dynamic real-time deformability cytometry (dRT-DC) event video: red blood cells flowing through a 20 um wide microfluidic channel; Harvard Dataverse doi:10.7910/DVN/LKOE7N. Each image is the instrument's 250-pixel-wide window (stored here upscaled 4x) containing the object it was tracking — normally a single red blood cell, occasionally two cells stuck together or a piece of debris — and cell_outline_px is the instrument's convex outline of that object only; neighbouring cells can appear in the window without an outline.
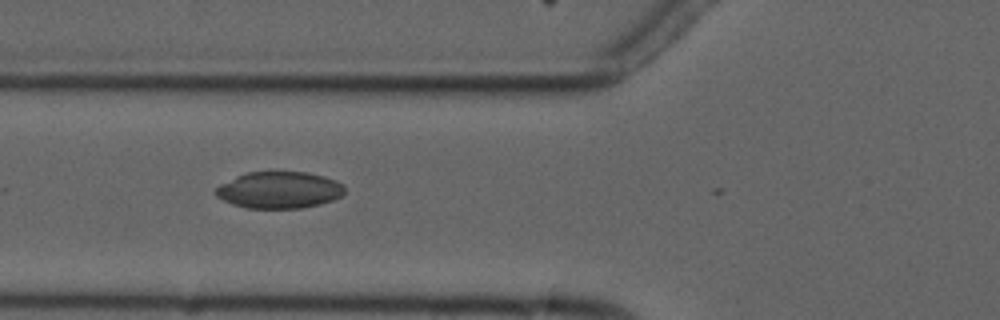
{"species": "common noctule bat (a hibernating species)", "species_latin": "Nyctalus noctula", "temperature_condition": "cold", "stored_images_in_passage": 4, "camera_frame_rate_fps": 3000, "um_per_image_px": 0.085, "animal": {"sex": "male", "forearm_length_mm": 52.5}, "frame": {"image": 1, "passage_image": 3, "time_ms": 3.0, "image_size_px": [1000, 320], "cell_outline_px": [[344, 196], [320, 204], [300, 208], [248, 208], [232, 204], [216, 196], [212, 192], [220, 184], [244, 172], [308, 172], [324, 176], [336, 180], [344, 184]], "centroid_in_image_um": [23.74, 16.14], "position_along_channel_um": 102.1, "area_um2": 27.8}}
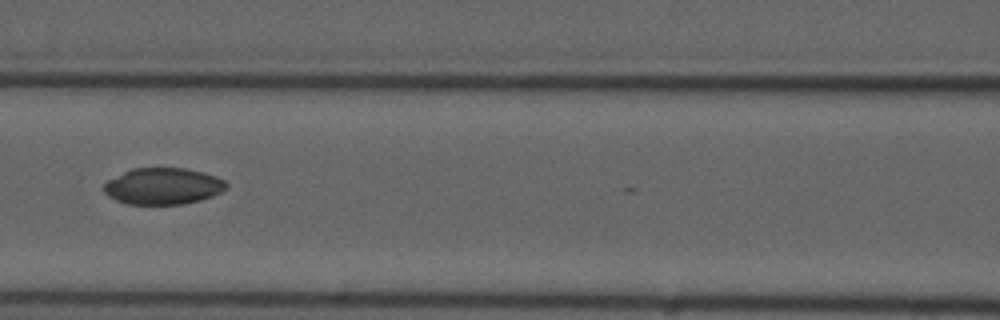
{"frame": {"image": 2, "passage_image": 4, "time_ms": 4.333, "image_size_px": [1000, 320], "cell_outline_px": [[228, 184], [220, 192], [212, 196], [200, 200], [184, 204], [128, 204], [116, 200], [108, 196], [100, 188], [108, 180], [132, 168], [184, 168], [204, 172], [216, 176], [224, 180]], "centroid_in_image_um": [13.83, 15.82], "position_along_channel_um": 152.8, "area_um2": 26.07}}